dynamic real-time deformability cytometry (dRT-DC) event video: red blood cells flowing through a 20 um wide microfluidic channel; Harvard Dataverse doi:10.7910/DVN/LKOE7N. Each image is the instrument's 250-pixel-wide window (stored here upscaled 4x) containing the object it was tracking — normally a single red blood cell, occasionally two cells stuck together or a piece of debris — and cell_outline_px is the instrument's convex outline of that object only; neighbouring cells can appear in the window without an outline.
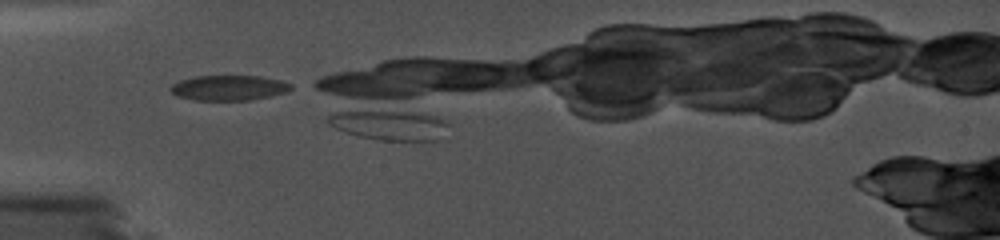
{"species": "common noctule bat (a hibernating species)", "species_latin": "Nyctalus noctula", "temperature_condition": "cold", "stored_images_in_passage": 25, "camera_frame_rate_fps": 5000, "um_per_image_px": 0.085, "animal": {"sex": "female", "body_mass_g": 19.0, "forearm_length_mm": 56.7}, "frame": {"image": 1, "passage_image": 1, "time_ms": 0.0, "image_size_px": [1000, 240], "cell_outline_px": [[292, 88], [288, 92], [272, 96], [248, 100], [192, 100], [176, 96], [168, 88], [172, 84], [180, 80], [196, 76], [260, 76], [280, 80], [292, 84]], "centroid_in_image_um": [19.45, 7.47], "position_along_channel_um": 65.6, "area_um2": 17.8}}